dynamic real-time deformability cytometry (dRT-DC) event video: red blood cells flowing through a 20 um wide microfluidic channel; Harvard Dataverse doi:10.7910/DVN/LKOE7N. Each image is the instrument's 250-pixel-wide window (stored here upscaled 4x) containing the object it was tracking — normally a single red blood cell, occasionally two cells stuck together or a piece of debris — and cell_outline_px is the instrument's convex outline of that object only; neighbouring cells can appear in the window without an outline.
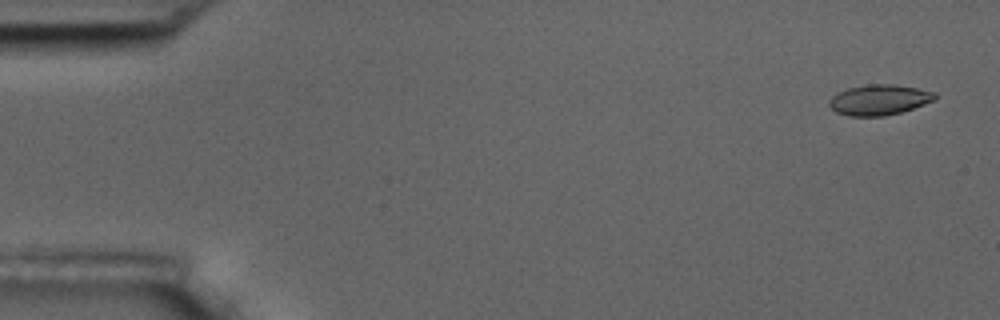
{"species": "common noctule bat (a hibernating species)", "species_latin": "Nyctalus noctula", "temperature_condition": "room temperature", "stored_images_in_passage": 5, "camera_frame_rate_fps": 3000, "um_per_image_px": 0.085, "animal": {"sex": "male", "body_mass_g": 17.5, "forearm_length_mm": 52.3}, "frame": {"image": 1, "passage_image": 1, "time_ms": 0.0, "image_size_px": [1000, 320], "cell_outline_px": [[936, 96], [932, 100], [924, 104], [900, 112], [884, 116], [848, 116], [836, 112], [828, 104], [828, 100], [836, 92], [848, 88], [868, 84], [892, 84], [916, 88], [936, 92]], "centroid_in_image_um": [74.67, 8.48], "position_along_channel_um": 10.3, "area_um2": 18.67}}
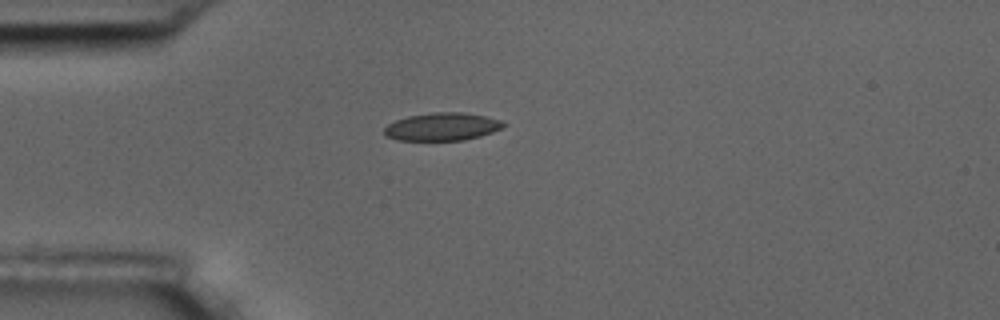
{"frame": {"image": 2, "passage_image": 5, "time_ms": 4.333, "image_size_px": [1000, 320], "cell_outline_px": [[508, 124], [492, 132], [480, 136], [464, 140], [400, 140], [384, 136], [384, 128], [388, 124], [396, 120], [408, 116], [432, 112], [464, 112], [484, 116], [500, 120]], "centroid_in_image_um": [37.57, 10.76], "position_along_channel_um": 47.4, "area_um2": 19.31}}